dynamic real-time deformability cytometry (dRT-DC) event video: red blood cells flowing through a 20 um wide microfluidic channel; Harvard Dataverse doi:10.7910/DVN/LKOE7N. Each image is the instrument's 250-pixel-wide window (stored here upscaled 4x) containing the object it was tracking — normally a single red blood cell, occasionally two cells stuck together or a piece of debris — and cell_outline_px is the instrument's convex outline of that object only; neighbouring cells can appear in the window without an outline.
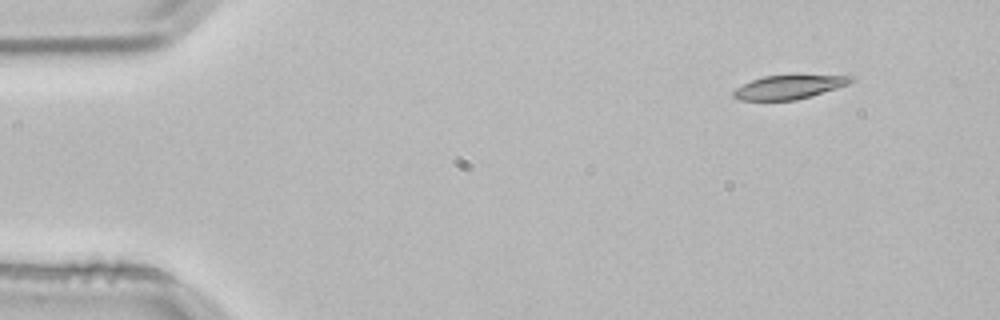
{"species": "common noctule bat (a hibernating species)", "species_latin": "Nyctalus noctula", "temperature_condition": "room temperature", "stored_images_in_passage": 3, "camera_frame_rate_fps": 3000, "um_per_image_px": 0.085, "animal": {"sex": "male", "body_mass_g": 21.5, "forearm_length_mm": 52.0}, "frame": {"image": 1, "passage_image": 1, "time_ms": 0.0, "image_size_px": [1000, 320], "cell_outline_px": [[856, 80], [848, 84], [812, 96], [796, 100], [740, 100], [732, 96], [732, 92], [736, 88], [752, 80], [764, 76], [796, 72], [852, 76]], "centroid_in_image_um": [67.13, 7.34], "position_along_channel_um": 17.9, "area_um2": 17.22}}
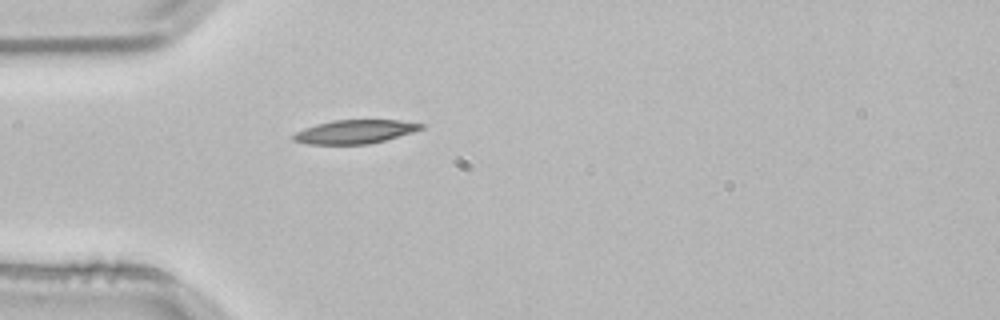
{"frame": {"image": 2, "passage_image": 3, "time_ms": 0.667, "image_size_px": [1000, 320], "cell_outline_px": [[424, 128], [412, 132], [384, 140], [368, 144], [308, 144], [292, 140], [292, 136], [296, 132], [304, 128], [316, 124], [332, 120], [400, 120], [424, 124]], "centroid_in_image_um": [30.14, 11.19], "position_along_channel_um": 54.9, "area_um2": 17.51}}